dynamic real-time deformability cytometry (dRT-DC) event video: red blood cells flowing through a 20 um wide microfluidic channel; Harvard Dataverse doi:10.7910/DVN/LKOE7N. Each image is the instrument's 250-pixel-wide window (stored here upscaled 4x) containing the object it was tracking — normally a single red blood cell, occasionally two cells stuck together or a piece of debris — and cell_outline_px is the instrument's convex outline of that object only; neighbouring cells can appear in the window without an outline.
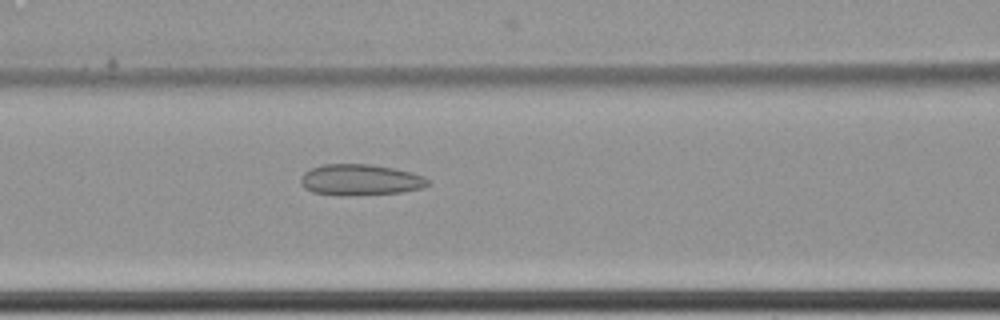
{"species": "common noctule bat (a hibernating species)", "species_latin": "Nyctalus noctula", "temperature_condition": "cold", "stored_images_in_passage": 8, "camera_frame_rate_fps": 3000, "um_per_image_px": 0.085, "animal": {"sex": "female", "body_mass_g": 22.7, "forearm_length_mm": 54.2}, "frame": {"image": 1, "passage_image": 8, "time_ms": 2.333, "image_size_px": [1000, 320], "cell_outline_px": [[428, 184], [424, 188], [400, 192], [348, 196], [312, 192], [304, 188], [300, 184], [300, 180], [304, 172], [312, 168], [324, 164], [368, 164], [392, 168], [424, 176], [428, 180]], "centroid_in_image_um": [30.59, 15.29], "position_along_channel_um": 136.0, "area_um2": 22.89}}